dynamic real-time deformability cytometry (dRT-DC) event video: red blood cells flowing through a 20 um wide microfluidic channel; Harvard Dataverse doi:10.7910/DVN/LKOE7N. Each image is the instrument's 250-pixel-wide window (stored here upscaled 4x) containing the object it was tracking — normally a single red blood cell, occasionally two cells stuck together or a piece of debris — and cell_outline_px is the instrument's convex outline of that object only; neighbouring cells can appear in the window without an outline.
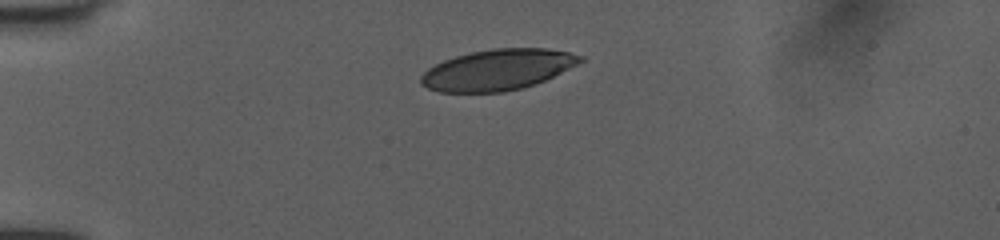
{"species": "human", "species_latin": "Homo sapiens", "temperature_condition": "room temperature", "stored_images_in_passage": 33, "camera_frame_rate_fps": 3000, "um_per_image_px": 0.085, "donor": {"sex": "female"}, "frame": {"image": 1, "passage_image": 1, "time_ms": 0.0, "image_size_px": [1000, 240], "cell_outline_px": [[584, 60], [536, 84], [504, 92], [440, 92], [428, 88], [420, 84], [420, 76], [428, 68], [444, 60], [456, 56], [472, 52], [492, 48], [544, 48], [568, 52], [584, 56]], "centroid_in_image_um": [42.27, 5.93], "position_along_channel_um": 42.7, "area_um2": 37.63}}
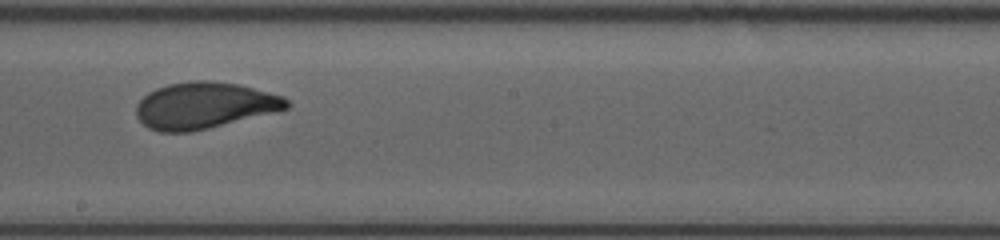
{"frame": {"image": 2, "passage_image": 18, "time_ms": 5.667, "image_size_px": [1000, 240], "cell_outline_px": [[292, 104], [288, 108], [276, 112], [208, 128], [188, 132], [160, 132], [148, 128], [136, 116], [136, 104], [148, 92], [156, 88], [168, 84], [188, 80], [208, 80], [236, 84], [284, 96]], "centroid_in_image_um": [17.36, 8.96], "position_along_channel_um": 230.8, "area_um2": 40.75}}
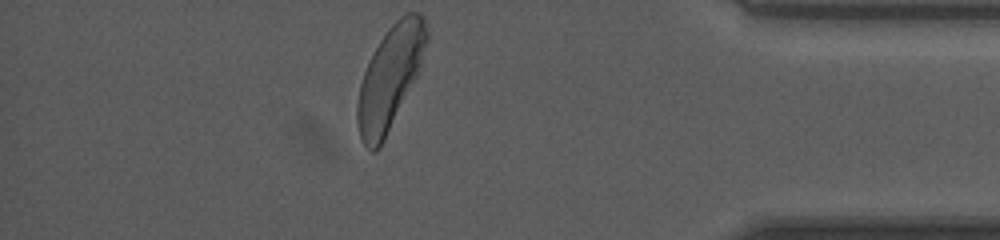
{"frame": {"image": 3, "passage_image": 33, "time_ms": 10.667, "image_size_px": [1000, 240], "cell_outline_px": [[428, 40], [416, 76], [380, 148], [376, 152], [372, 152], [360, 140], [356, 120], [356, 104], [360, 84], [364, 72], [380, 40], [388, 28], [404, 12], [420, 12], [424, 16], [428, 32]], "centroid_in_image_um": [33.14, 6.59], "position_along_channel_um": 402.1, "area_um2": 41.1}, "authors_computed_cell_mechanics": {"area_um2": 40.6912, "velocity_mm_per_s": 4.0279, "shape_relaxation_time_tau1_ms": 3.8027, "shape_relaxation_time_tau2_ms": 0.7087, "deformation_change_tau1": 0.1679, "deformation_change_tau2": 0.0661}}